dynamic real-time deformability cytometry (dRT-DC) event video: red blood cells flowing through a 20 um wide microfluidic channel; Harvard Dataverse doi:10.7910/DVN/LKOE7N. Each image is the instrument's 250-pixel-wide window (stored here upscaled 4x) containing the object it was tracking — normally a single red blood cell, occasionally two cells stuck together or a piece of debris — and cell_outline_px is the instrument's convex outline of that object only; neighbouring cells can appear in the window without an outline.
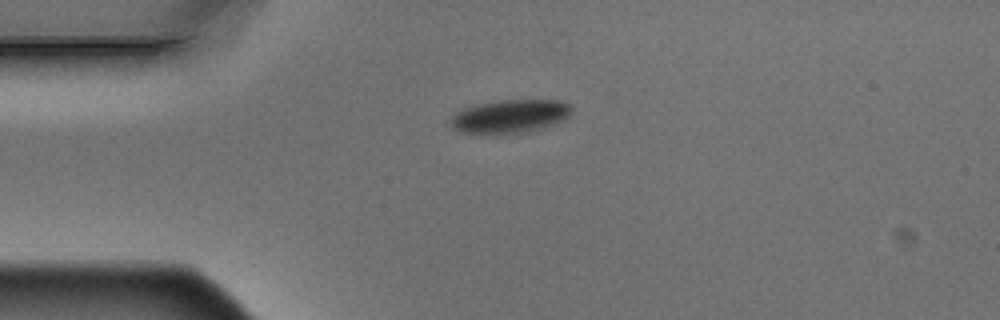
{"species": "Egyptian fruit bat (a non-hibernating species)", "species_latin": "Rousettus aegyptiacus", "temperature_condition": "warm", "stored_images_in_passage": 2, "camera_frame_rate_fps": 3000, "um_per_image_px": 0.085, "animal": {"sex": "male"}, "frame": {"image": 1, "passage_image": 1, "time_ms": 0.0, "image_size_px": [1000, 320], "cell_outline_px": [[572, 112], [564, 120], [556, 124], [544, 128], [528, 132], [464, 132], [452, 128], [452, 116], [460, 108], [500, 100], [560, 100], [568, 104], [572, 108]], "centroid_in_image_um": [43.41, 9.86], "position_along_channel_um": 41.6, "area_um2": 23.18}}